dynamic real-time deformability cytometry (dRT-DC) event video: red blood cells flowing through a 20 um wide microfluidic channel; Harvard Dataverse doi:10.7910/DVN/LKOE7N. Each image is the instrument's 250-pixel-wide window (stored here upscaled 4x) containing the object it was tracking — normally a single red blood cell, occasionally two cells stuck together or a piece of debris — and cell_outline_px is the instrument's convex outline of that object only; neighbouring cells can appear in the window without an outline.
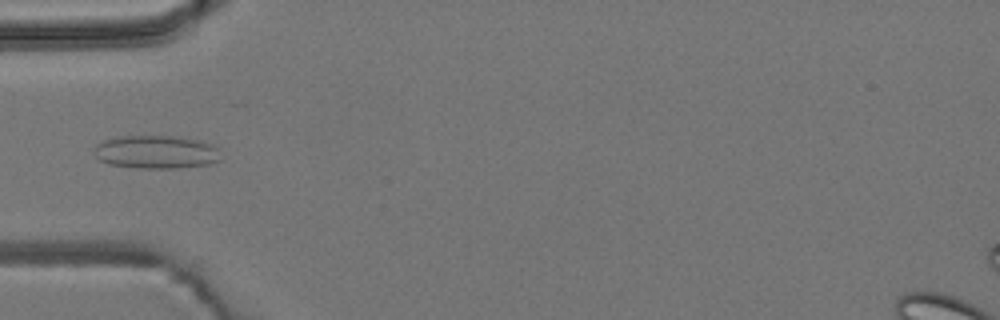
{"species": "common noctule bat (a hibernating species)", "species_latin": "Nyctalus noctula", "temperature_condition": "room temperature", "stored_images_in_passage": 5, "camera_frame_rate_fps": 3000, "um_per_image_px": 0.085, "animal": {"sex": "male", "body_mass_g": 19.2, "forearm_length_mm": 51.8}, "frame": {"image": 1, "passage_image": 4, "time_ms": 4.333, "image_size_px": [1000, 320], "cell_outline_px": [[220, 160], [208, 164], [176, 168], [136, 168], [108, 164], [100, 160], [92, 152], [92, 148], [96, 144], [104, 140], [116, 136], [172, 136], [200, 140], [212, 144], [216, 148]], "centroid_in_image_um": [13.2, 12.92], "position_along_channel_um": 71.8, "area_um2": 24.62}}